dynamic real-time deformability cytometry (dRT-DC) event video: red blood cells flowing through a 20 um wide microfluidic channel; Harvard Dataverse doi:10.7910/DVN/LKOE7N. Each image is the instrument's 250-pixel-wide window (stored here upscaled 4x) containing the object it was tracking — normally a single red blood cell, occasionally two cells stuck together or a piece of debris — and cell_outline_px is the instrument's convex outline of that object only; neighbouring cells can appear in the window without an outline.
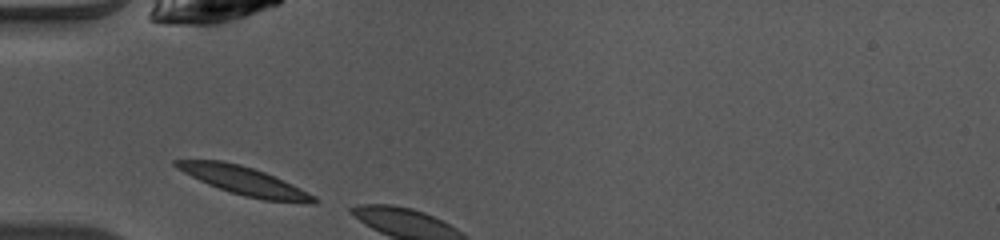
{"species": "common noctule bat (a hibernating species)", "species_latin": "Nyctalus noctula", "temperature_condition": "warm", "stored_images_in_passage": 2, "camera_frame_rate_fps": 3000, "um_per_image_px": 0.085, "animal": {"sex": "female", "body_mass_g": 10.0, "forearm_length_mm": 53.1}, "frame": {"image": 1, "passage_image": 1, "time_ms": 0.0, "image_size_px": [1000, 240], "cell_outline_px": [[320, 200], [316, 204], [312, 204], [264, 200], [244, 196], [208, 184], [176, 168], [172, 164], [172, 160], [220, 160], [240, 164], [264, 172], [284, 180], [316, 196]], "centroid_in_image_um": [20.81, 15.39], "position_along_channel_um": 64.2, "area_um2": 22.66}}